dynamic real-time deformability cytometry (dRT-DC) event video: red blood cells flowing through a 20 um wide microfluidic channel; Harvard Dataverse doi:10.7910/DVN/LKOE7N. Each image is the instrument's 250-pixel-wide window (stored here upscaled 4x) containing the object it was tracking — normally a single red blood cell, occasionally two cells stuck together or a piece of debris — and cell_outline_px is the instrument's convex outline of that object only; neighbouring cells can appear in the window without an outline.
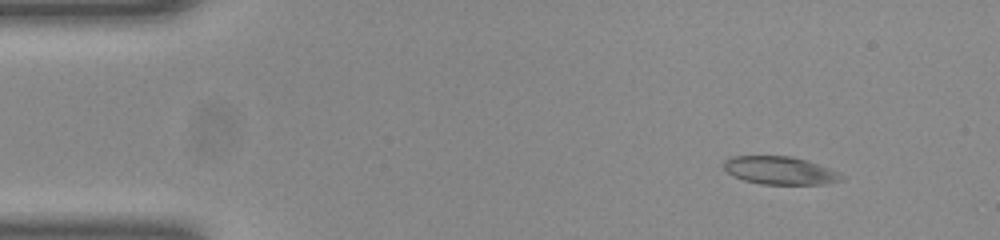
{"species": "common noctule bat (a hibernating species)", "species_latin": "Nyctalus noctula", "temperature_condition": "room temperature", "stored_images_in_passage": 40, "camera_frame_rate_fps": 3000, "um_per_image_px": 0.085, "animal": {"sex": "female", "body_mass_g": 23.0, "forearm_length_mm": 53.4}, "frame": {"image": 1, "passage_image": 1, "time_ms": 0.0, "image_size_px": [1000, 240], "cell_outline_px": [[844, 180], [824, 184], [764, 184], [744, 180], [732, 176], [724, 168], [724, 160], [732, 156], [792, 156], [840, 172], [844, 176]], "centroid_in_image_um": [66.3, 14.49], "position_along_channel_um": 18.7, "area_um2": 19.07}}
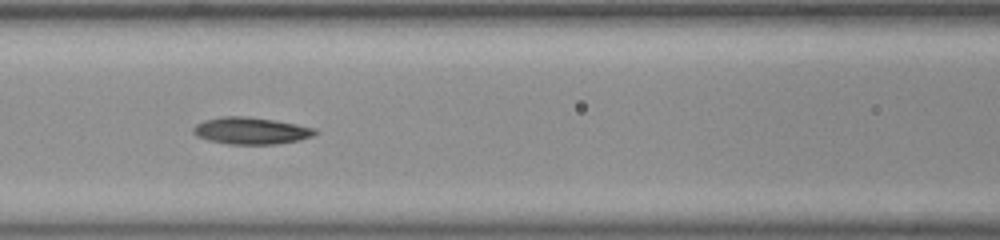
{"frame": {"image": 2, "passage_image": 17, "time_ms": 5.333, "image_size_px": [1000, 240], "cell_outline_px": [[320, 132], [312, 136], [300, 140], [276, 144], [228, 144], [208, 140], [196, 136], [192, 132], [192, 128], [196, 124], [204, 120], [220, 116], [248, 116], [296, 124], [316, 128]], "centroid_in_image_um": [21.32, 11.11], "position_along_channel_um": 145.3, "area_um2": 19.25}}
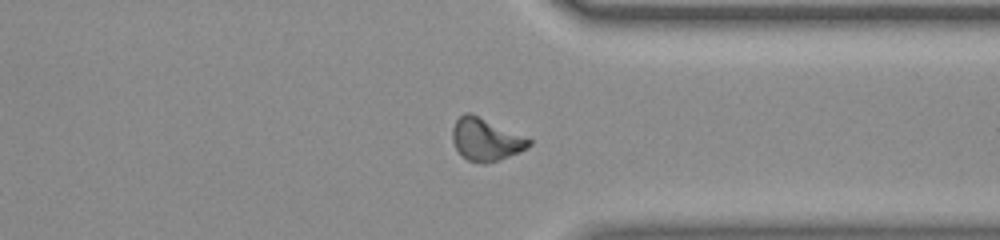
{"frame": {"image": 3, "passage_image": 34, "time_ms": 11.0, "image_size_px": [1000, 240], "cell_outline_px": [[532, 144], [520, 152], [484, 164], [468, 160], [456, 148], [452, 140], [452, 128], [456, 120], [464, 112], [468, 112], [528, 136], [532, 140]], "centroid_in_image_um": [41.32, 11.84], "position_along_channel_um": 370.1, "area_um2": 18.9}}